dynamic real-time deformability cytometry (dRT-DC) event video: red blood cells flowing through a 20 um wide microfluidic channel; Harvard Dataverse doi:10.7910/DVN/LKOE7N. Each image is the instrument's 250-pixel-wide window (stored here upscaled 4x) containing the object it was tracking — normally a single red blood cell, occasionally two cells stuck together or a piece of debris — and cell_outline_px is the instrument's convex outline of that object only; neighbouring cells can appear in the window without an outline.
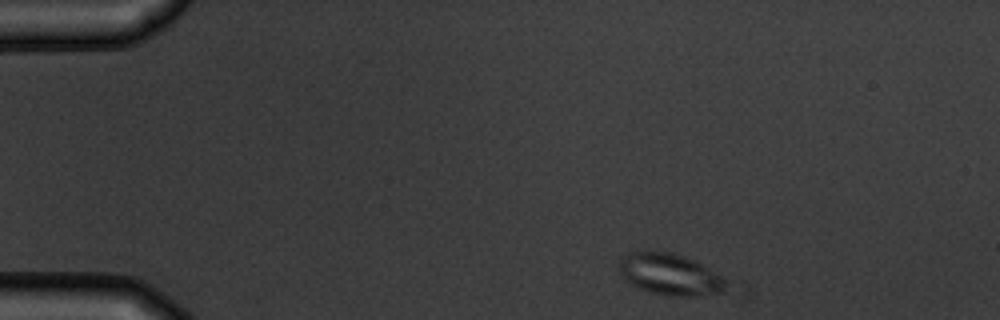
{"species": "common noctule bat (a hibernating species)", "species_latin": "Nyctalus noctula", "temperature_condition": "warm", "stored_images_in_passage": 4, "camera_frame_rate_fps": 3000, "um_per_image_px": 0.085, "animal": {"sex": "male", "body_mass_g": 19.5, "forearm_length_mm": 54.6}, "frame": {"image": 1, "passage_image": 1, "time_ms": 0.0, "image_size_px": [1000, 320], "cell_outline_px": [[748, 296], [744, 300], [672, 296], [652, 292], [628, 284], [624, 280], [620, 272], [620, 256], [628, 252], [668, 252], [684, 256], [696, 260], [748, 284]], "centroid_in_image_um": [57.73, 23.51], "position_along_channel_um": 27.3, "area_um2": 30.75}}
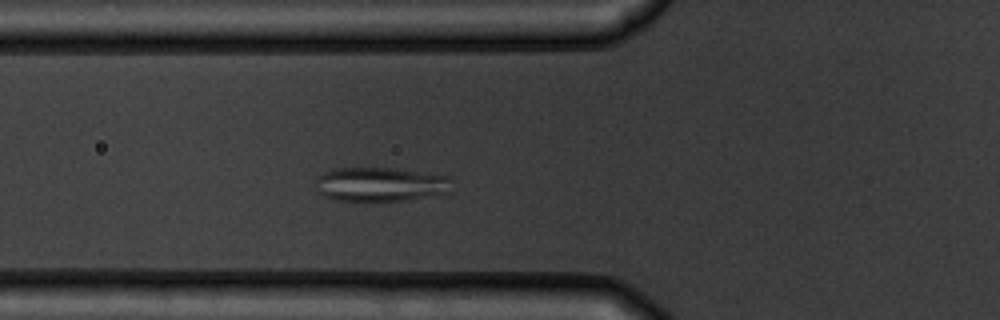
{"frame": {"image": 2, "passage_image": 4, "time_ms": 3.667, "image_size_px": [1000, 320], "cell_outline_px": [[452, 192], [404, 200], [336, 200], [324, 196], [316, 192], [316, 180], [324, 172], [336, 168], [392, 168], [452, 176]], "centroid_in_image_um": [32.38, 15.66], "position_along_channel_um": 93.4, "area_um2": 27.17}}